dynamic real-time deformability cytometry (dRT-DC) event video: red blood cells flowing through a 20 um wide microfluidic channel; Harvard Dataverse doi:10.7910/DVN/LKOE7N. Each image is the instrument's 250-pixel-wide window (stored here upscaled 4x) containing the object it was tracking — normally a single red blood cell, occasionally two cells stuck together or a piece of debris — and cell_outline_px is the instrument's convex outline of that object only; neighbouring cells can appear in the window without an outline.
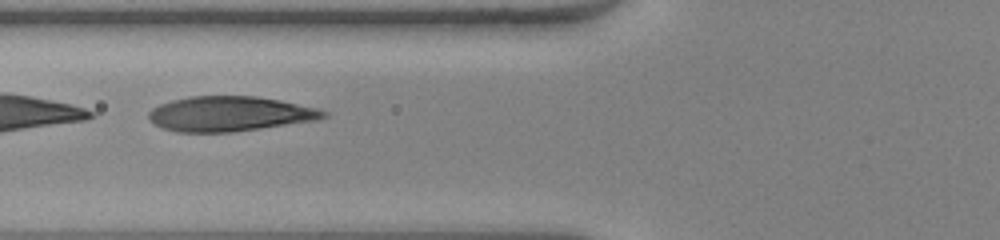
{"species": "human", "species_latin": "Homo sapiens", "temperature_condition": "warm", "stored_images_in_passage": 33, "camera_frame_rate_fps": 3000, "um_per_image_px": 0.085, "donor": {"sex": "female"}, "frame": {"image": 1, "passage_image": 6, "time_ms": 1.667, "image_size_px": [1000, 240], "cell_outline_px": [[328, 116], [320, 120], [232, 132], [176, 132], [160, 128], [152, 124], [148, 120], [148, 112], [152, 108], [160, 104], [172, 100], [188, 96], [256, 96], [280, 100], [316, 108], [328, 112]], "centroid_in_image_um": [19.5, 9.68], "position_along_channel_um": 106.3, "area_um2": 35.95}}
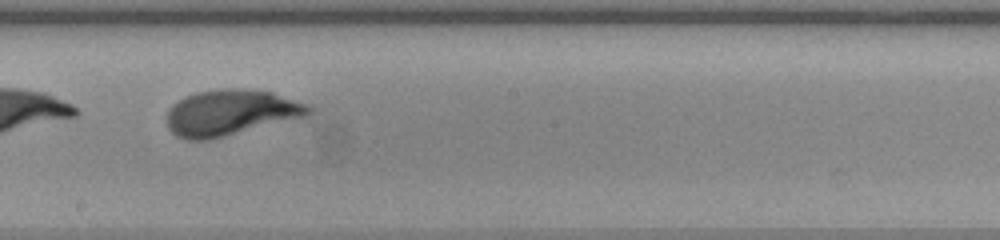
{"frame": {"image": 2, "passage_image": 15, "time_ms": 4.667, "image_size_px": [1000, 240], "cell_outline_px": [[312, 112], [308, 116], [208, 140], [188, 140], [176, 136], [168, 128], [164, 120], [172, 104], [184, 96], [196, 92], [224, 88], [236, 88], [272, 92], [308, 104], [312, 108]], "centroid_in_image_um": [19.58, 9.57], "position_along_channel_um": 228.6, "area_um2": 38.09}}
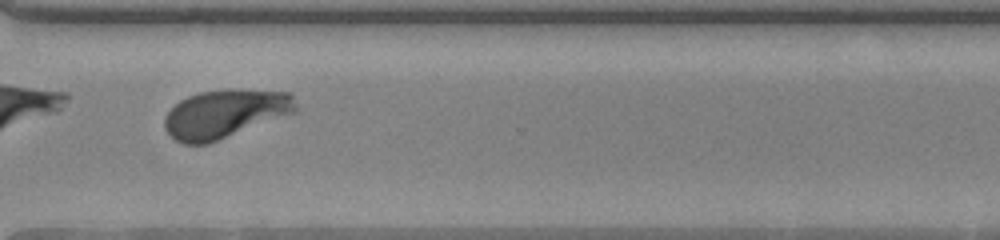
{"frame": {"image": 3, "passage_image": 24, "time_ms": 7.667, "image_size_px": [1000, 240], "cell_outline_px": [[296, 112], [208, 144], [184, 144], [176, 140], [164, 128], [164, 116], [180, 100], [188, 96], [200, 92], [228, 88], [232, 88], [292, 92], [296, 104]], "centroid_in_image_um": [19.14, 9.65], "position_along_channel_um": 351.5, "area_um2": 37.28}, "authors_computed_cell_mechanics": {"area_um2": 37.281, "velocity_mm_per_s": 4.0853, "shape_relaxation_time_tau1_ms": 3.0876, "shape_relaxation_time_tau2_ms": null, "deformation_change_tau1": 0.2012, "deformation_change_tau2": null}}